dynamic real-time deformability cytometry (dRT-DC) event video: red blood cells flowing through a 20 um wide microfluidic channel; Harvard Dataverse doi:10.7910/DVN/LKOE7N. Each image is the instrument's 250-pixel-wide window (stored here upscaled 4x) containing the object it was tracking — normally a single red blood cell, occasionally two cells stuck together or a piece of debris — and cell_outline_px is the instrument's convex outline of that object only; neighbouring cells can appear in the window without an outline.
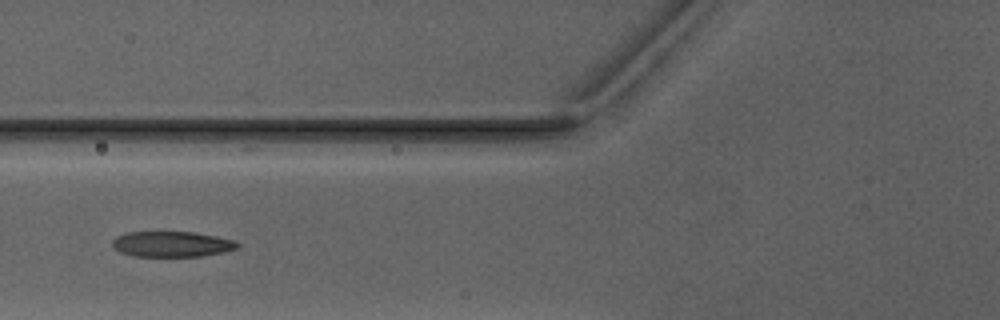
{"species": "Egyptian fruit bat (a non-hibernating species)", "species_latin": "Rousettus aegyptiacus", "temperature_condition": "warm", "stored_images_in_passage": 6, "camera_frame_rate_fps": 3000, "um_per_image_px": 0.085, "animal": {"sex": "male"}, "frame": {"image": 1, "passage_image": 5, "time_ms": 5.0, "image_size_px": [1000, 320], "cell_outline_px": [[240, 248], [200, 256], [132, 256], [120, 252], [112, 248], [112, 240], [116, 236], [128, 232], [192, 232], [216, 236], [236, 240], [240, 244]], "centroid_in_image_um": [14.59, 20.74], "position_along_channel_um": 111.2, "area_um2": 18.67}}
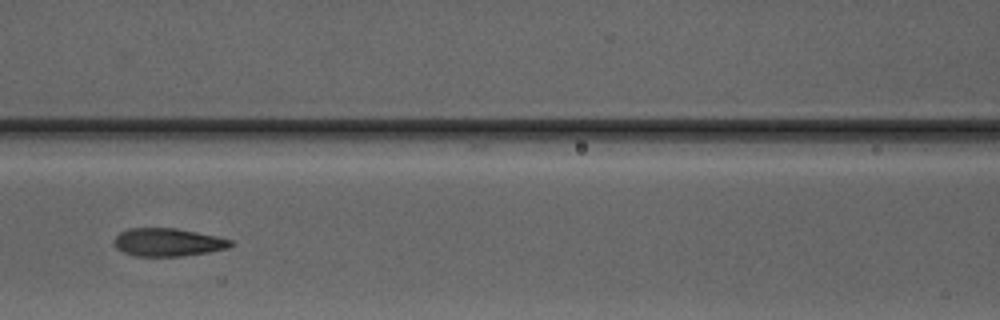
{"frame": {"image": 2, "passage_image": 6, "time_ms": 6.0, "image_size_px": [1000, 320], "cell_outline_px": [[232, 244], [228, 248], [208, 252], [180, 256], [136, 256], [124, 252], [116, 248], [116, 236], [120, 232], [128, 228], [176, 228], [216, 236], [232, 240]], "centroid_in_image_um": [14.27, 20.59], "position_along_channel_um": 152.3, "area_um2": 18.79}}